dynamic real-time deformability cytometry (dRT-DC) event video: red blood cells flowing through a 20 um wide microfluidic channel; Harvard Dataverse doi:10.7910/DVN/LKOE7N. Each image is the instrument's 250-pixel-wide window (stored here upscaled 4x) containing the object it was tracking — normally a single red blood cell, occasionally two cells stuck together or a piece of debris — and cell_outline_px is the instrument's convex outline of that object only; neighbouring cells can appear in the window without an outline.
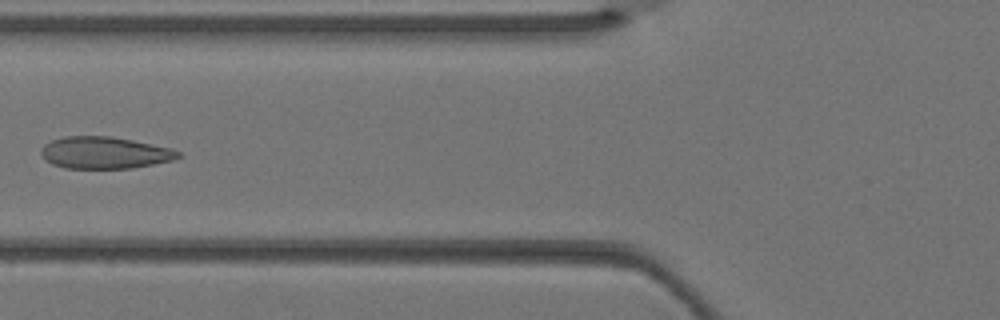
{"species": "Egyptian fruit bat (a non-hibernating species)", "species_latin": "Rousettus aegyptiacus", "temperature_condition": "warm", "stored_images_in_passage": 5, "camera_frame_rate_fps": 3000, "um_per_image_px": 0.085, "animal": {"sex": "female"}, "frame": {"image": 1, "passage_image": 5, "time_ms": 1.333, "image_size_px": [1000, 320], "cell_outline_px": [[184, 156], [172, 160], [132, 168], [64, 168], [52, 164], [44, 160], [40, 156], [40, 148], [44, 144], [52, 140], [64, 136], [112, 136], [172, 148], [180, 152]], "centroid_in_image_um": [8.86, 12.98], "position_along_channel_um": 116.9, "area_um2": 25.72}}